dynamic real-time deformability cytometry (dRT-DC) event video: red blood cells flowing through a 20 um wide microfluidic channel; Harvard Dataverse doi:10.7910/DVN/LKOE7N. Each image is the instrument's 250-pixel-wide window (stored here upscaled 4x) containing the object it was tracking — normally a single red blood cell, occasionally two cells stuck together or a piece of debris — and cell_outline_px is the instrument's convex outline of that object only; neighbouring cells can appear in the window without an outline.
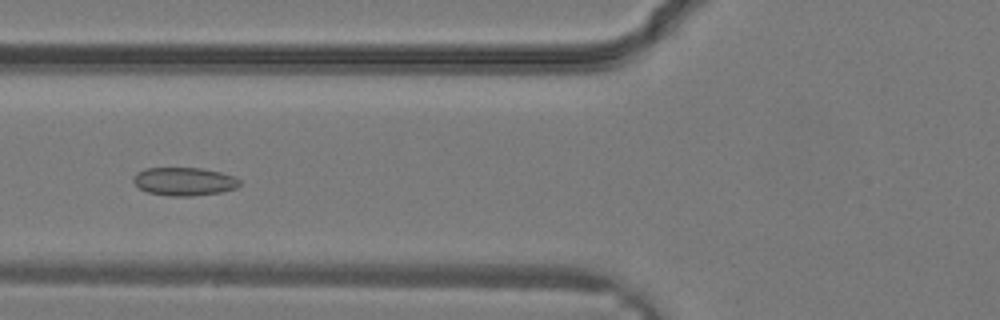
{"species": "common noctule bat (a hibernating species)", "species_latin": "Nyctalus noctula", "temperature_condition": "warm", "stored_images_in_passage": 30, "camera_frame_rate_fps": 3000, "um_per_image_px": 0.085, "animal": {"sex": "male", "body_mass_g": 19.2, "forearm_length_mm": 51.8}, "frame": {"image": 1, "passage_image": 10, "time_ms": 3.0, "image_size_px": [1000, 320], "cell_outline_px": [[240, 184], [236, 188], [220, 192], [192, 196], [168, 196], [148, 192], [140, 188], [132, 180], [136, 172], [144, 168], [200, 168], [220, 172], [232, 176], [240, 180]], "centroid_in_image_um": [15.63, 15.42], "position_along_channel_um": 110.2, "area_um2": 17.4}}
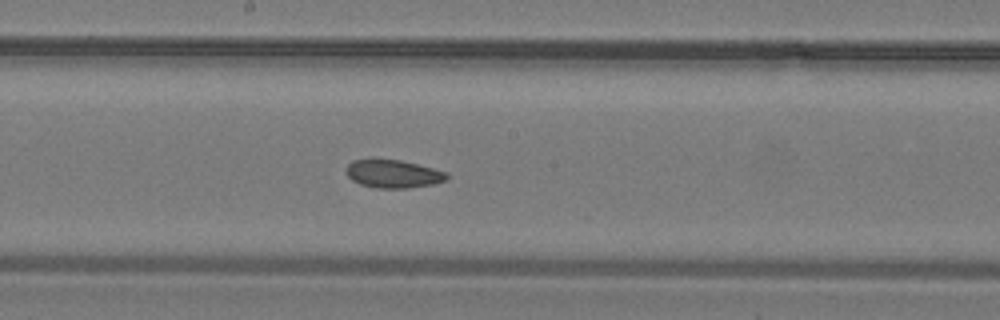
{"frame": {"image": 2, "passage_image": 15, "time_ms": 4.667, "image_size_px": [1000, 320], "cell_outline_px": [[448, 176], [444, 180], [432, 184], [408, 188], [376, 188], [360, 184], [352, 180], [348, 176], [348, 164], [352, 160], [372, 156], [400, 160], [448, 172]], "centroid_in_image_um": [33.36, 14.73], "position_along_channel_um": 214.8, "area_um2": 16.76}}
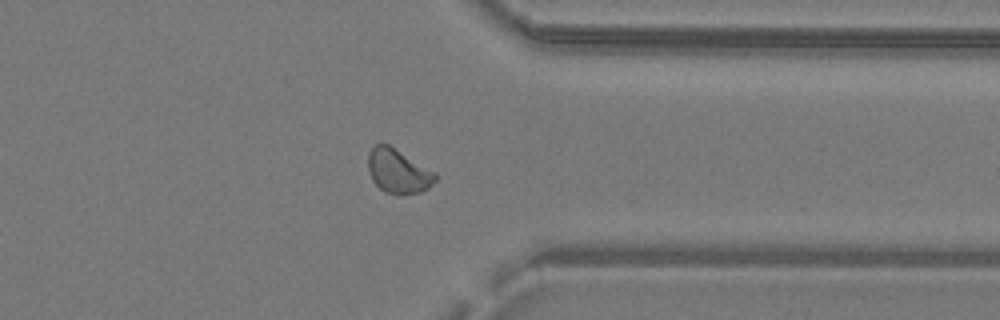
{"frame": {"image": 3, "passage_image": 23, "time_ms": 7.333, "image_size_px": [1000, 320], "cell_outline_px": [[440, 176], [428, 188], [420, 192], [384, 192], [372, 180], [368, 172], [368, 152], [376, 144], [388, 144], [436, 172]], "centroid_in_image_um": [33.85, 14.52], "position_along_channel_um": 377.6, "area_um2": 17.05}}